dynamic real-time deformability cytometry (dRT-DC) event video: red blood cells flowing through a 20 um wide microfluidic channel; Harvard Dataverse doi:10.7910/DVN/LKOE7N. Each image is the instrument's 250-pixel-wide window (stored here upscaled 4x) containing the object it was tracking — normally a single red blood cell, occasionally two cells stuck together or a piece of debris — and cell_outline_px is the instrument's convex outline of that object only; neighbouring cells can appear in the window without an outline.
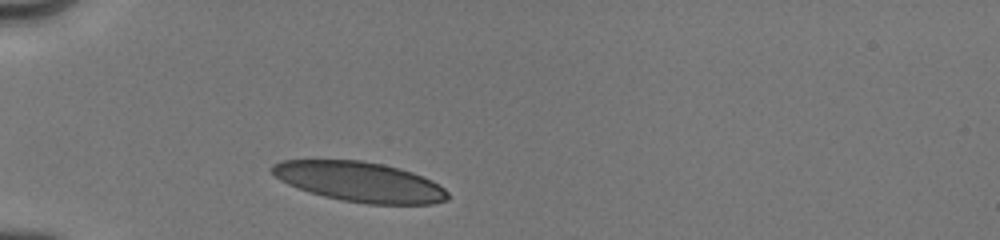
{"species": "human", "species_latin": "Homo sapiens", "temperature_condition": "cold", "stored_images_in_passage": 9, "camera_frame_rate_fps": 3000, "um_per_image_px": 0.085, "donor": {"sex": "male"}, "frame": {"image": 1, "passage_image": 1, "time_ms": 0.0, "image_size_px": [1000, 240], "cell_outline_px": [[448, 200], [432, 204], [368, 204], [344, 200], [324, 196], [308, 192], [288, 184], [280, 180], [268, 168], [272, 164], [280, 160], [360, 160], [384, 164], [400, 168], [412, 172], [432, 180], [444, 188], [448, 192]], "centroid_in_image_um": [30.57, 15.44], "position_along_channel_um": 54.4, "area_um2": 40.98}}
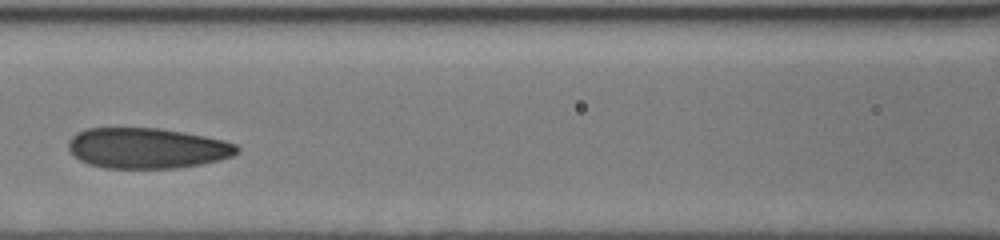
{"frame": {"image": 2, "passage_image": 4, "time_ms": 3.0, "image_size_px": [1000, 240], "cell_outline_px": [[240, 152], [232, 156], [220, 160], [200, 164], [176, 168], [104, 168], [80, 160], [72, 156], [68, 148], [68, 140], [76, 132], [88, 128], [160, 128], [204, 136], [224, 140], [236, 144], [240, 148]], "centroid_in_image_um": [12.5, 12.59], "position_along_channel_um": 154.1, "area_um2": 40.0}}
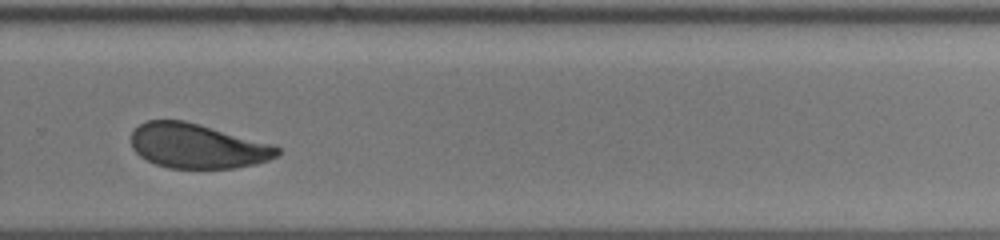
{"frame": {"image": 3, "passage_image": 8, "time_ms": 7.0, "image_size_px": [1000, 240], "cell_outline_px": [[280, 152], [276, 156], [268, 160], [256, 164], [236, 168], [168, 168], [156, 164], [140, 156], [132, 148], [132, 132], [140, 124], [148, 120], [184, 120], [200, 124], [272, 144], [280, 148]], "centroid_in_image_um": [16.78, 12.41], "position_along_channel_um": 313.0, "area_um2": 37.92}}